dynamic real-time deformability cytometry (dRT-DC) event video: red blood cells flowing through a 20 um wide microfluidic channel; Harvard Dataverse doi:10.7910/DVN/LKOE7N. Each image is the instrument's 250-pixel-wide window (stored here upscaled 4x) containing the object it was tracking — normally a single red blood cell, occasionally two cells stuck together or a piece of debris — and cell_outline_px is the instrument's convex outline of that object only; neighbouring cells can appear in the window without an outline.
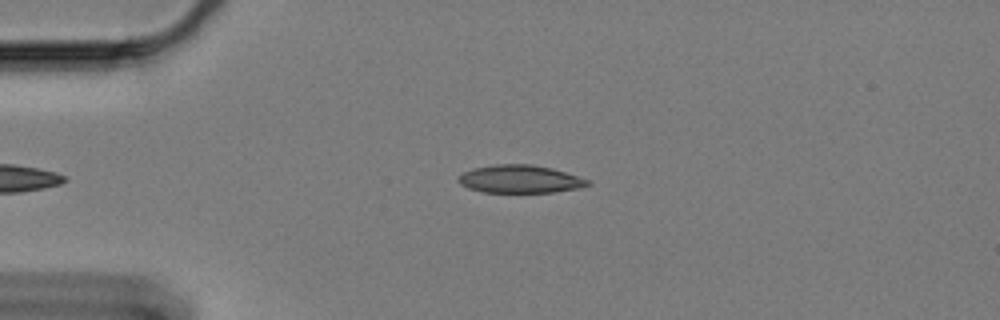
{"species": "Egyptian fruit bat (a non-hibernating species)", "species_latin": "Rousettus aegyptiacus", "temperature_condition": "cold", "stored_images_in_passage": 4, "camera_frame_rate_fps": 3000, "um_per_image_px": 0.085, "animal": {"sex": "female"}, "frame": {"image": 1, "passage_image": 2, "time_ms": 0.333, "image_size_px": [1000, 320], "cell_outline_px": [[592, 184], [580, 188], [552, 192], [484, 192], [468, 188], [460, 184], [456, 180], [464, 172], [472, 168], [492, 164], [532, 164], [552, 168], [588, 180]], "centroid_in_image_um": [44.17, 15.21], "position_along_channel_um": 40.8, "area_um2": 20.98}}